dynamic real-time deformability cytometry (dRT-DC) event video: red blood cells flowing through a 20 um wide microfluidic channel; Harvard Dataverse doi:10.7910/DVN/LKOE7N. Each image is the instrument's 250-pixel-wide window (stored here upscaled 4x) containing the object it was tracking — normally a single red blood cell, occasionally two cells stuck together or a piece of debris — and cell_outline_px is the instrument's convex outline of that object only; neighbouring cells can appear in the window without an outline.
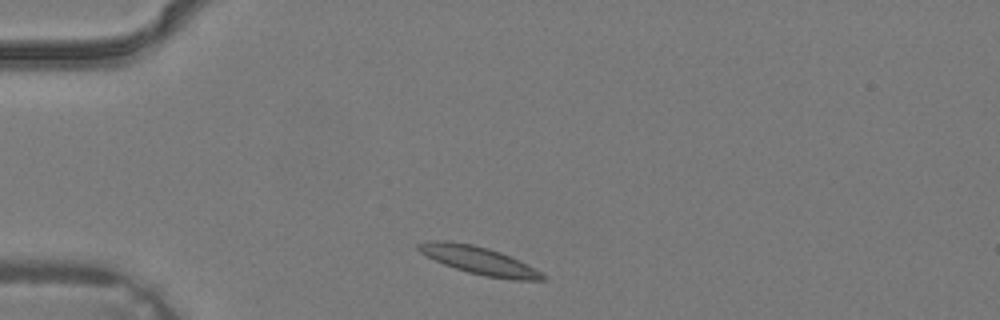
{"species": "common noctule bat (a hibernating species)", "species_latin": "Nyctalus noctula", "temperature_condition": "warm", "stored_images_in_passage": 2, "camera_frame_rate_fps": 3000, "um_per_image_px": 0.085, "animal": {"sex": "male", "body_mass_g": 19.2, "forearm_length_mm": 51.8}, "frame": {"image": 1, "passage_image": 1, "time_ms": 0.0, "image_size_px": [1000, 320], "cell_outline_px": [[548, 280], [512, 280], [484, 276], [468, 272], [444, 264], [420, 252], [416, 248], [416, 244], [428, 240], [448, 240], [472, 244], [488, 248], [500, 252], [520, 260], [548, 276]], "centroid_in_image_um": [40.74, 22.13], "position_along_channel_um": 44.3, "area_um2": 20.23}}